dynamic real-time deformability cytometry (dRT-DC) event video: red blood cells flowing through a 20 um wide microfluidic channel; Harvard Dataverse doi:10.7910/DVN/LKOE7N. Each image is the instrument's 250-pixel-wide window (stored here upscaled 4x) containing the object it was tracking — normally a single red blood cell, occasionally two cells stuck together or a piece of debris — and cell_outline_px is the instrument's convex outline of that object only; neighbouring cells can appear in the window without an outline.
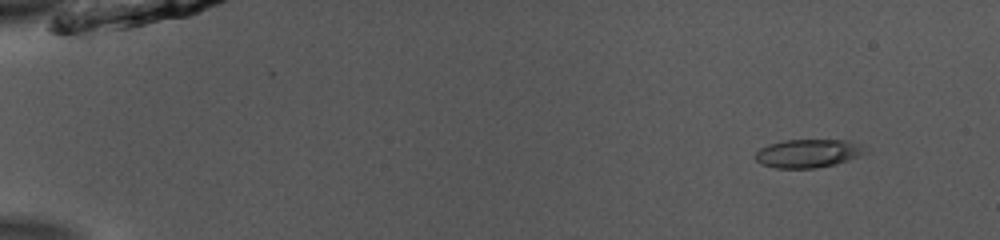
{"species": "common noctule bat (a hibernating species)", "species_latin": "Nyctalus noctula", "temperature_condition": "room temperature", "stored_images_in_passage": 48, "camera_frame_rate_fps": 3000, "um_per_image_px": 0.085, "animal": {"sex": "male", "body_mass_g": 13.0, "forearm_length_mm": 53.1}, "frame": {"image": 1, "passage_image": 1, "time_ms": 0.0, "image_size_px": [1000, 240], "cell_outline_px": [[868, 152], [860, 156], [836, 164], [816, 168], [776, 168], [760, 164], [756, 160], [756, 152], [760, 148], [768, 144], [784, 140], [848, 140], [860, 144]], "centroid_in_image_um": [68.69, 13.04], "position_along_channel_um": 16.3, "area_um2": 18.26}}
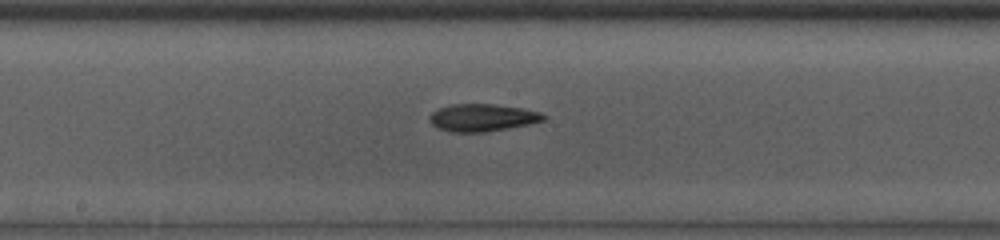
{"frame": {"image": 2, "passage_image": 25, "time_ms": 8.0, "image_size_px": [1000, 240], "cell_outline_px": [[548, 116], [544, 120], [528, 124], [508, 128], [484, 132], [448, 132], [436, 128], [428, 120], [432, 112], [440, 108], [452, 104], [496, 104], [524, 108], [540, 112]], "centroid_in_image_um": [40.99, 10.0], "position_along_channel_um": 207.2, "area_um2": 18.32}}
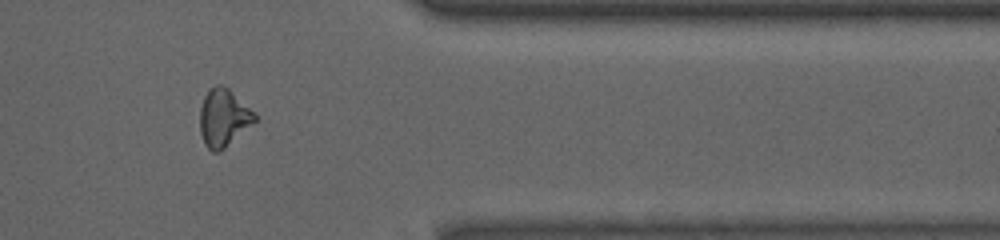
{"frame": {"image": 3, "passage_image": 40, "time_ms": 13.0, "image_size_px": [1000, 240], "cell_outline_px": [[256, 120], [220, 152], [212, 152], [204, 144], [200, 132], [200, 108], [204, 96], [208, 88], [216, 84], [220, 84], [228, 88], [256, 112]], "centroid_in_image_um": [18.98, 9.99], "position_along_channel_um": 392.4, "area_um2": 18.5}, "authors_computed_cell_mechanics": {"area_um2": 18.3226, "velocity_mm_per_s": 3.9156, "shape_relaxation_time_tau1_ms": 2.8282, "shape_relaxation_time_tau2_ms": 3.0706, "deformation_change_tau1": 0.1081, "deformation_change_tau2": 0.1134}}